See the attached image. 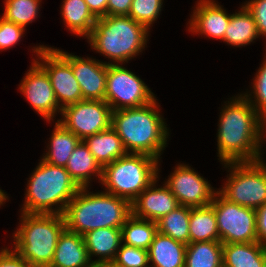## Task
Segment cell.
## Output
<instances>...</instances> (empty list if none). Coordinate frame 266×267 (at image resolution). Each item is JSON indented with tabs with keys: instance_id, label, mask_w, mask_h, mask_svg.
I'll return each mask as SVG.
<instances>
[{
	"instance_id": "ab89813d",
	"label": "cell",
	"mask_w": 266,
	"mask_h": 267,
	"mask_svg": "<svg viewBox=\"0 0 266 267\" xmlns=\"http://www.w3.org/2000/svg\"><path fill=\"white\" fill-rule=\"evenodd\" d=\"M89 10L98 19L100 17L106 16V8L108 0H84Z\"/></svg>"
},
{
	"instance_id": "7c38bea8",
	"label": "cell",
	"mask_w": 266,
	"mask_h": 267,
	"mask_svg": "<svg viewBox=\"0 0 266 267\" xmlns=\"http://www.w3.org/2000/svg\"><path fill=\"white\" fill-rule=\"evenodd\" d=\"M61 123L80 140L111 127L112 109L105 100H82L64 107Z\"/></svg>"
},
{
	"instance_id": "7bdbcfd3",
	"label": "cell",
	"mask_w": 266,
	"mask_h": 267,
	"mask_svg": "<svg viewBox=\"0 0 266 267\" xmlns=\"http://www.w3.org/2000/svg\"><path fill=\"white\" fill-rule=\"evenodd\" d=\"M263 267H266V259H265V262H264V264H263Z\"/></svg>"
},
{
	"instance_id": "9c48e42d",
	"label": "cell",
	"mask_w": 266,
	"mask_h": 267,
	"mask_svg": "<svg viewBox=\"0 0 266 267\" xmlns=\"http://www.w3.org/2000/svg\"><path fill=\"white\" fill-rule=\"evenodd\" d=\"M211 205L222 244L258 242L254 209L229 202L218 192L214 194Z\"/></svg>"
},
{
	"instance_id": "d4e9b609",
	"label": "cell",
	"mask_w": 266,
	"mask_h": 267,
	"mask_svg": "<svg viewBox=\"0 0 266 267\" xmlns=\"http://www.w3.org/2000/svg\"><path fill=\"white\" fill-rule=\"evenodd\" d=\"M49 139L47 151L41 159L51 165L65 167L81 140L58 121L55 122L53 133Z\"/></svg>"
},
{
	"instance_id": "44dd1931",
	"label": "cell",
	"mask_w": 266,
	"mask_h": 267,
	"mask_svg": "<svg viewBox=\"0 0 266 267\" xmlns=\"http://www.w3.org/2000/svg\"><path fill=\"white\" fill-rule=\"evenodd\" d=\"M65 169L80 188L90 187V182L94 179V176L99 179V182L102 180L103 168L83 140L74 149Z\"/></svg>"
},
{
	"instance_id": "4fadbf2b",
	"label": "cell",
	"mask_w": 266,
	"mask_h": 267,
	"mask_svg": "<svg viewBox=\"0 0 266 267\" xmlns=\"http://www.w3.org/2000/svg\"><path fill=\"white\" fill-rule=\"evenodd\" d=\"M192 167L178 163L164 182L171 193L176 196L179 205L203 207L211 204L217 189H213L210 181L206 180Z\"/></svg>"
},
{
	"instance_id": "cb8c5ba5",
	"label": "cell",
	"mask_w": 266,
	"mask_h": 267,
	"mask_svg": "<svg viewBox=\"0 0 266 267\" xmlns=\"http://www.w3.org/2000/svg\"><path fill=\"white\" fill-rule=\"evenodd\" d=\"M259 37L257 24L251 12L242 5L240 11L231 14L223 42L234 47H245Z\"/></svg>"
},
{
	"instance_id": "5b68a950",
	"label": "cell",
	"mask_w": 266,
	"mask_h": 267,
	"mask_svg": "<svg viewBox=\"0 0 266 267\" xmlns=\"http://www.w3.org/2000/svg\"><path fill=\"white\" fill-rule=\"evenodd\" d=\"M79 189L65 167L54 166L41 159L29 176L20 212L63 215Z\"/></svg>"
},
{
	"instance_id": "836d02e7",
	"label": "cell",
	"mask_w": 266,
	"mask_h": 267,
	"mask_svg": "<svg viewBox=\"0 0 266 267\" xmlns=\"http://www.w3.org/2000/svg\"><path fill=\"white\" fill-rule=\"evenodd\" d=\"M111 264L114 267H150L148 250L121 243Z\"/></svg>"
},
{
	"instance_id": "e0dca14e",
	"label": "cell",
	"mask_w": 266,
	"mask_h": 267,
	"mask_svg": "<svg viewBox=\"0 0 266 267\" xmlns=\"http://www.w3.org/2000/svg\"><path fill=\"white\" fill-rule=\"evenodd\" d=\"M158 180L159 176L131 203L135 217L157 222L179 206L169 187L165 183L163 186L157 185Z\"/></svg>"
},
{
	"instance_id": "52a82bcc",
	"label": "cell",
	"mask_w": 266,
	"mask_h": 267,
	"mask_svg": "<svg viewBox=\"0 0 266 267\" xmlns=\"http://www.w3.org/2000/svg\"><path fill=\"white\" fill-rule=\"evenodd\" d=\"M160 163L153 156L127 153L103 167L100 183L105 192L132 203L159 176Z\"/></svg>"
},
{
	"instance_id": "3957f363",
	"label": "cell",
	"mask_w": 266,
	"mask_h": 267,
	"mask_svg": "<svg viewBox=\"0 0 266 267\" xmlns=\"http://www.w3.org/2000/svg\"><path fill=\"white\" fill-rule=\"evenodd\" d=\"M81 187L63 213L65 227L83 236L99 228H121L132 214L131 203L105 191Z\"/></svg>"
},
{
	"instance_id": "8992f818",
	"label": "cell",
	"mask_w": 266,
	"mask_h": 267,
	"mask_svg": "<svg viewBox=\"0 0 266 267\" xmlns=\"http://www.w3.org/2000/svg\"><path fill=\"white\" fill-rule=\"evenodd\" d=\"M20 213L19 228L12 236L13 249L33 267H49L66 228L63 215Z\"/></svg>"
},
{
	"instance_id": "1f68e13d",
	"label": "cell",
	"mask_w": 266,
	"mask_h": 267,
	"mask_svg": "<svg viewBox=\"0 0 266 267\" xmlns=\"http://www.w3.org/2000/svg\"><path fill=\"white\" fill-rule=\"evenodd\" d=\"M164 0H132L128 16L150 30L162 11Z\"/></svg>"
},
{
	"instance_id": "d590c367",
	"label": "cell",
	"mask_w": 266,
	"mask_h": 267,
	"mask_svg": "<svg viewBox=\"0 0 266 267\" xmlns=\"http://www.w3.org/2000/svg\"><path fill=\"white\" fill-rule=\"evenodd\" d=\"M244 5L257 24L259 36L266 37V0H249Z\"/></svg>"
},
{
	"instance_id": "277c9868",
	"label": "cell",
	"mask_w": 266,
	"mask_h": 267,
	"mask_svg": "<svg viewBox=\"0 0 266 267\" xmlns=\"http://www.w3.org/2000/svg\"><path fill=\"white\" fill-rule=\"evenodd\" d=\"M150 31L128 15L100 17L87 38L93 51L110 59L108 64H126L142 53Z\"/></svg>"
},
{
	"instance_id": "5bb4252c",
	"label": "cell",
	"mask_w": 266,
	"mask_h": 267,
	"mask_svg": "<svg viewBox=\"0 0 266 267\" xmlns=\"http://www.w3.org/2000/svg\"><path fill=\"white\" fill-rule=\"evenodd\" d=\"M18 86L30 106L47 122L53 121L57 113L61 114L50 79L35 61Z\"/></svg>"
},
{
	"instance_id": "e575fe53",
	"label": "cell",
	"mask_w": 266,
	"mask_h": 267,
	"mask_svg": "<svg viewBox=\"0 0 266 267\" xmlns=\"http://www.w3.org/2000/svg\"><path fill=\"white\" fill-rule=\"evenodd\" d=\"M25 28L0 17V51L13 48L24 36Z\"/></svg>"
},
{
	"instance_id": "7a4b0ae2",
	"label": "cell",
	"mask_w": 266,
	"mask_h": 267,
	"mask_svg": "<svg viewBox=\"0 0 266 267\" xmlns=\"http://www.w3.org/2000/svg\"><path fill=\"white\" fill-rule=\"evenodd\" d=\"M157 100L141 107L112 111L111 127L127 153L145 154L160 161L168 144L169 128Z\"/></svg>"
},
{
	"instance_id": "83f0119b",
	"label": "cell",
	"mask_w": 266,
	"mask_h": 267,
	"mask_svg": "<svg viewBox=\"0 0 266 267\" xmlns=\"http://www.w3.org/2000/svg\"><path fill=\"white\" fill-rule=\"evenodd\" d=\"M157 232L156 222L131 214L121 227L122 243L148 250Z\"/></svg>"
},
{
	"instance_id": "b9f144b4",
	"label": "cell",
	"mask_w": 266,
	"mask_h": 267,
	"mask_svg": "<svg viewBox=\"0 0 266 267\" xmlns=\"http://www.w3.org/2000/svg\"><path fill=\"white\" fill-rule=\"evenodd\" d=\"M93 267H114L112 264H99V265H94Z\"/></svg>"
},
{
	"instance_id": "484cf974",
	"label": "cell",
	"mask_w": 266,
	"mask_h": 267,
	"mask_svg": "<svg viewBox=\"0 0 266 267\" xmlns=\"http://www.w3.org/2000/svg\"><path fill=\"white\" fill-rule=\"evenodd\" d=\"M61 16L66 28L71 33L88 38L97 18L89 10L84 0H63Z\"/></svg>"
},
{
	"instance_id": "6da1fadb",
	"label": "cell",
	"mask_w": 266,
	"mask_h": 267,
	"mask_svg": "<svg viewBox=\"0 0 266 267\" xmlns=\"http://www.w3.org/2000/svg\"><path fill=\"white\" fill-rule=\"evenodd\" d=\"M229 100L224 102L217 125L218 160L224 164L263 159L261 148L266 141V120L243 94Z\"/></svg>"
},
{
	"instance_id": "30bf717a",
	"label": "cell",
	"mask_w": 266,
	"mask_h": 267,
	"mask_svg": "<svg viewBox=\"0 0 266 267\" xmlns=\"http://www.w3.org/2000/svg\"><path fill=\"white\" fill-rule=\"evenodd\" d=\"M155 99L151 89L135 73L122 64H108L105 102L112 111L141 107Z\"/></svg>"
},
{
	"instance_id": "f1b7e54d",
	"label": "cell",
	"mask_w": 266,
	"mask_h": 267,
	"mask_svg": "<svg viewBox=\"0 0 266 267\" xmlns=\"http://www.w3.org/2000/svg\"><path fill=\"white\" fill-rule=\"evenodd\" d=\"M223 244L202 241L187 244L184 267H223Z\"/></svg>"
},
{
	"instance_id": "ba28073f",
	"label": "cell",
	"mask_w": 266,
	"mask_h": 267,
	"mask_svg": "<svg viewBox=\"0 0 266 267\" xmlns=\"http://www.w3.org/2000/svg\"><path fill=\"white\" fill-rule=\"evenodd\" d=\"M225 184L217 192L227 201L254 210L266 203V163L264 159L253 162H229Z\"/></svg>"
},
{
	"instance_id": "2e32d148",
	"label": "cell",
	"mask_w": 266,
	"mask_h": 267,
	"mask_svg": "<svg viewBox=\"0 0 266 267\" xmlns=\"http://www.w3.org/2000/svg\"><path fill=\"white\" fill-rule=\"evenodd\" d=\"M230 16L217 1L198 0L188 22V31L223 41Z\"/></svg>"
},
{
	"instance_id": "f35d334b",
	"label": "cell",
	"mask_w": 266,
	"mask_h": 267,
	"mask_svg": "<svg viewBox=\"0 0 266 267\" xmlns=\"http://www.w3.org/2000/svg\"><path fill=\"white\" fill-rule=\"evenodd\" d=\"M132 0H108L106 16L128 15L131 9Z\"/></svg>"
},
{
	"instance_id": "7402d4cb",
	"label": "cell",
	"mask_w": 266,
	"mask_h": 267,
	"mask_svg": "<svg viewBox=\"0 0 266 267\" xmlns=\"http://www.w3.org/2000/svg\"><path fill=\"white\" fill-rule=\"evenodd\" d=\"M83 141L102 168L127 154L122 140L112 127L88 136Z\"/></svg>"
},
{
	"instance_id": "8d00e7d4",
	"label": "cell",
	"mask_w": 266,
	"mask_h": 267,
	"mask_svg": "<svg viewBox=\"0 0 266 267\" xmlns=\"http://www.w3.org/2000/svg\"><path fill=\"white\" fill-rule=\"evenodd\" d=\"M0 267H33L14 249L8 247L0 250Z\"/></svg>"
},
{
	"instance_id": "ac0fdd59",
	"label": "cell",
	"mask_w": 266,
	"mask_h": 267,
	"mask_svg": "<svg viewBox=\"0 0 266 267\" xmlns=\"http://www.w3.org/2000/svg\"><path fill=\"white\" fill-rule=\"evenodd\" d=\"M84 238L66 228L60 234L49 267H93Z\"/></svg>"
},
{
	"instance_id": "ffe728a7",
	"label": "cell",
	"mask_w": 266,
	"mask_h": 267,
	"mask_svg": "<svg viewBox=\"0 0 266 267\" xmlns=\"http://www.w3.org/2000/svg\"><path fill=\"white\" fill-rule=\"evenodd\" d=\"M187 245L157 232L148 249L150 267H184Z\"/></svg>"
},
{
	"instance_id": "9a60e30c",
	"label": "cell",
	"mask_w": 266,
	"mask_h": 267,
	"mask_svg": "<svg viewBox=\"0 0 266 267\" xmlns=\"http://www.w3.org/2000/svg\"><path fill=\"white\" fill-rule=\"evenodd\" d=\"M54 49L71 65L73 74L81 87L83 100H105L109 62L91 57H79L57 48Z\"/></svg>"
},
{
	"instance_id": "4dcf8cb0",
	"label": "cell",
	"mask_w": 266,
	"mask_h": 267,
	"mask_svg": "<svg viewBox=\"0 0 266 267\" xmlns=\"http://www.w3.org/2000/svg\"><path fill=\"white\" fill-rule=\"evenodd\" d=\"M42 0H5L4 20L13 22L23 28L38 18Z\"/></svg>"
},
{
	"instance_id": "74e56055",
	"label": "cell",
	"mask_w": 266,
	"mask_h": 267,
	"mask_svg": "<svg viewBox=\"0 0 266 267\" xmlns=\"http://www.w3.org/2000/svg\"><path fill=\"white\" fill-rule=\"evenodd\" d=\"M255 211L258 243L266 247V203Z\"/></svg>"
},
{
	"instance_id": "f546056e",
	"label": "cell",
	"mask_w": 266,
	"mask_h": 267,
	"mask_svg": "<svg viewBox=\"0 0 266 267\" xmlns=\"http://www.w3.org/2000/svg\"><path fill=\"white\" fill-rule=\"evenodd\" d=\"M190 211L189 206H177L156 222L158 232L186 245L189 244Z\"/></svg>"
},
{
	"instance_id": "603a6c76",
	"label": "cell",
	"mask_w": 266,
	"mask_h": 267,
	"mask_svg": "<svg viewBox=\"0 0 266 267\" xmlns=\"http://www.w3.org/2000/svg\"><path fill=\"white\" fill-rule=\"evenodd\" d=\"M266 247L258 242L223 244V267H263Z\"/></svg>"
},
{
	"instance_id": "8fae6325",
	"label": "cell",
	"mask_w": 266,
	"mask_h": 267,
	"mask_svg": "<svg viewBox=\"0 0 266 267\" xmlns=\"http://www.w3.org/2000/svg\"><path fill=\"white\" fill-rule=\"evenodd\" d=\"M31 50L37 55L33 61L47 73L61 109L83 100L81 87L71 65L54 49V46L36 45Z\"/></svg>"
},
{
	"instance_id": "4316f807",
	"label": "cell",
	"mask_w": 266,
	"mask_h": 267,
	"mask_svg": "<svg viewBox=\"0 0 266 267\" xmlns=\"http://www.w3.org/2000/svg\"><path fill=\"white\" fill-rule=\"evenodd\" d=\"M219 241L213 206L191 207L189 220V243Z\"/></svg>"
},
{
	"instance_id": "60d3db41",
	"label": "cell",
	"mask_w": 266,
	"mask_h": 267,
	"mask_svg": "<svg viewBox=\"0 0 266 267\" xmlns=\"http://www.w3.org/2000/svg\"><path fill=\"white\" fill-rule=\"evenodd\" d=\"M6 192L0 189V207L4 206L3 204L9 199Z\"/></svg>"
},
{
	"instance_id": "d6a6232c",
	"label": "cell",
	"mask_w": 266,
	"mask_h": 267,
	"mask_svg": "<svg viewBox=\"0 0 266 267\" xmlns=\"http://www.w3.org/2000/svg\"><path fill=\"white\" fill-rule=\"evenodd\" d=\"M266 51V50H265ZM266 55V53H265ZM257 70L251 85V92L242 93L255 110L266 120V56ZM253 94V95H252ZM253 99V100H252Z\"/></svg>"
},
{
	"instance_id": "d6986e66",
	"label": "cell",
	"mask_w": 266,
	"mask_h": 267,
	"mask_svg": "<svg viewBox=\"0 0 266 267\" xmlns=\"http://www.w3.org/2000/svg\"><path fill=\"white\" fill-rule=\"evenodd\" d=\"M89 258L94 265L111 264L122 243L121 228H99L83 235ZM96 256L97 259L92 260Z\"/></svg>"
}]
</instances>
